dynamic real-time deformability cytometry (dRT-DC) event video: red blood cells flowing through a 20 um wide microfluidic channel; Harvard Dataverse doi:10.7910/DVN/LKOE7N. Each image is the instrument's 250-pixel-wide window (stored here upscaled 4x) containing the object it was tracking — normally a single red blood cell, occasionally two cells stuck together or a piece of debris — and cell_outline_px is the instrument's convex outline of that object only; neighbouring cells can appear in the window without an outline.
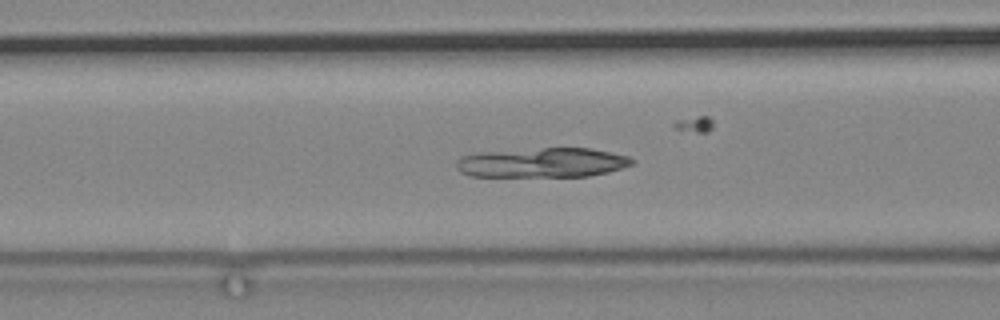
{"species": "common noctule bat (a hibernating species)", "species_latin": "Nyctalus noctula", "temperature_condition": "cold", "stored_images_in_passage": 55, "camera_frame_rate_fps": 3000, "um_per_image_px": 0.085, "animal": {"sex": "male", "body_mass_g": 19.2, "forearm_length_mm": 51.8}, "frame": {"image": 1, "passage_image": 15, "time_ms": 4.667, "image_size_px": [1000, 320], "cell_outline_px": [[636, 160], [632, 164], [608, 172], [588, 176], [468, 176], [460, 172], [456, 168], [456, 160], [460, 156], [476, 152], [544, 148], [592, 148], [628, 156]], "centroid_in_image_um": [46.05, 13.82], "position_along_channel_um": 120.5, "area_um2": 30.46}}
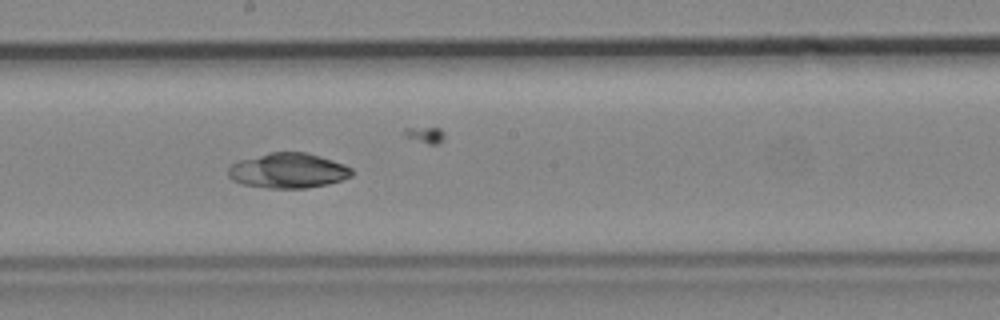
{"frame": {"image": 2, "passage_image": 25, "time_ms": 8.0, "image_size_px": [1000, 320], "cell_outline_px": [[352, 176], [328, 184], [304, 188], [268, 188], [244, 184], [232, 180], [228, 176], [228, 168], [232, 164], [240, 160], [268, 152], [308, 152], [344, 164], [352, 168]], "centroid_in_image_um": [24.49, 14.49], "position_along_channel_um": 223.7, "area_um2": 25.2}}
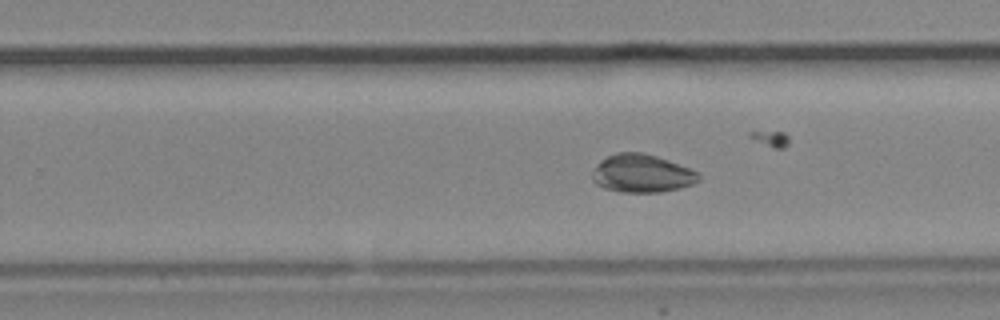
{"frame": {"image": 3, "passage_image": 30, "time_ms": 9.667, "image_size_px": [1000, 320], "cell_outline_px": [[700, 180], [692, 184], [680, 188], [660, 192], [620, 192], [604, 188], [596, 184], [592, 180], [592, 172], [596, 164], [600, 160], [616, 152], [644, 152], [668, 160], [700, 172]], "centroid_in_image_um": [54.55, 14.74], "position_along_channel_um": 275.3, "area_um2": 23.81}}